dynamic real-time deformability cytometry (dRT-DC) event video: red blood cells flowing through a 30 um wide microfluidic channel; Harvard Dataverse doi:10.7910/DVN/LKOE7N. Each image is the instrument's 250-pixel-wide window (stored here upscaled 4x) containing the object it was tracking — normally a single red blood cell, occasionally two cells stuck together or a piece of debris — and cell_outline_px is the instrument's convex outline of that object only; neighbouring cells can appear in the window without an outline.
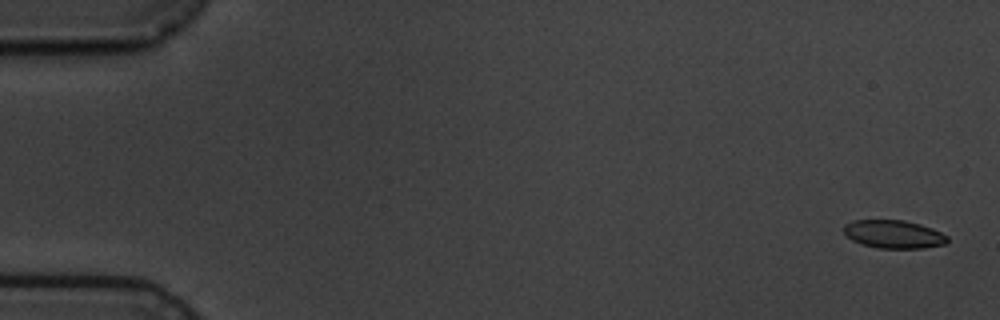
{"species": "common noctule bat (a hibernating species)", "species_latin": "Nyctalus noctula", "temperature_condition": "cold", "stored_images_in_passage": 6, "camera_frame_rate_fps": 3000, "um_per_image_px": 0.085, "animal": {"sex": "male", "body_mass_g": 19.5, "forearm_length_mm": 54.6}, "frame": {"image": 1, "passage_image": 1, "time_ms": 0.0, "image_size_px": [1000, 320], "cell_outline_px": [[948, 240], [944, 244], [924, 248], [876, 248], [860, 244], [852, 240], [844, 232], [844, 224], [852, 220], [904, 220], [920, 224], [932, 228], [948, 236]], "centroid_in_image_um": [75.95, 19.91], "position_along_channel_um": 9.1, "area_um2": 17.05}}
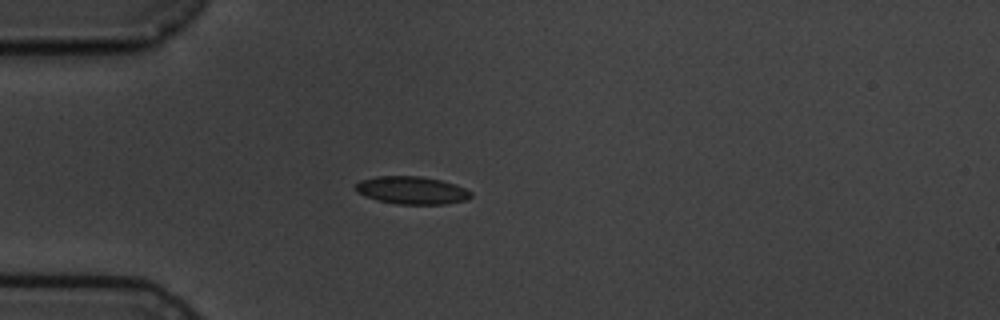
{"frame": {"image": 2, "passage_image": 5, "time_ms": 4.667, "image_size_px": [1000, 320], "cell_outline_px": [[472, 196], [468, 200], [444, 204], [396, 204], [376, 200], [364, 196], [356, 192], [352, 188], [360, 180], [376, 176], [420, 176], [440, 180], [456, 184], [472, 192]], "centroid_in_image_um": [34.97, 16.18], "position_along_channel_um": 50.0, "area_um2": 18.9}}